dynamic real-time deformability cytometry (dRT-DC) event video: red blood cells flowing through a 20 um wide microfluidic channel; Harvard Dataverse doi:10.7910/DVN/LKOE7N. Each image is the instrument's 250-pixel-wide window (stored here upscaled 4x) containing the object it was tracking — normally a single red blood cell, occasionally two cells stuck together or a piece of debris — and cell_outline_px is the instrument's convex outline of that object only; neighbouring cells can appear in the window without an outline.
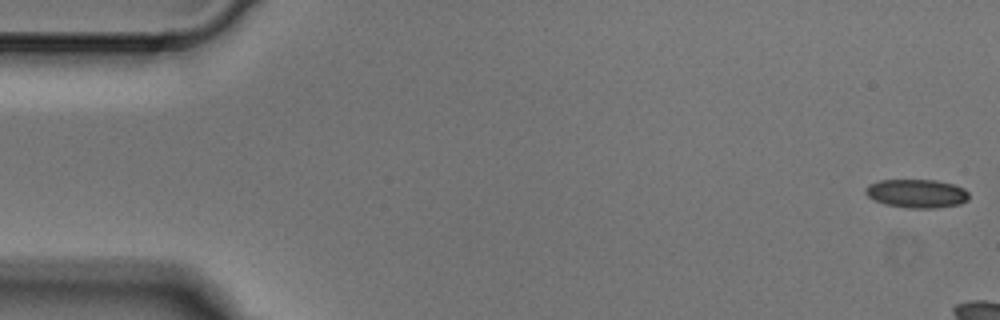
{"species": "Egyptian fruit bat (a non-hibernating species)", "species_latin": "Rousettus aegyptiacus", "temperature_condition": "cold", "stored_images_in_passage": 6, "camera_frame_rate_fps": 3000, "um_per_image_px": 0.085, "animal": {"sex": "male"}, "frame": {"image": 1, "passage_image": 1, "time_ms": 0.0, "image_size_px": [1000, 320], "cell_outline_px": [[968, 200], [960, 204], [936, 208], [908, 208], [884, 204], [868, 196], [864, 192], [864, 188], [868, 184], [880, 180], [936, 180], [952, 184], [964, 188], [968, 192]], "centroid_in_image_um": [77.91, 16.45], "position_along_channel_um": 7.1, "area_um2": 17.28}}
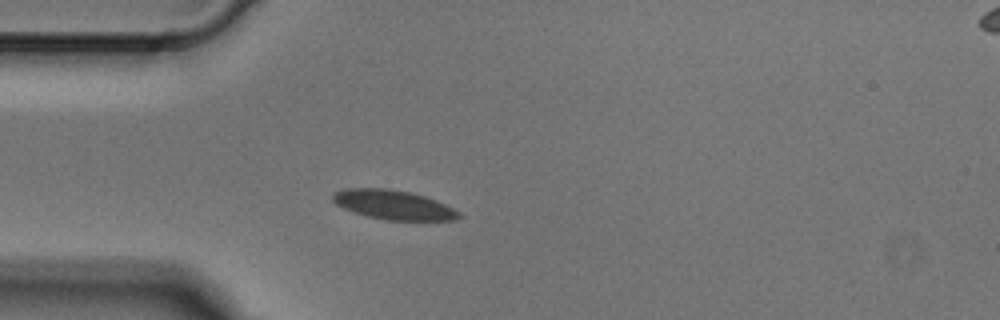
{"frame": {"image": 2, "passage_image": 6, "time_ms": 1.667, "image_size_px": [1000, 320], "cell_outline_px": [[460, 216], [456, 220], [388, 220], [368, 216], [344, 208], [336, 204], [332, 200], [332, 192], [344, 188], [388, 188], [408, 192], [424, 196], [436, 200], [460, 212]], "centroid_in_image_um": [33.41, 17.4], "position_along_channel_um": 51.6, "area_um2": 21.39}}